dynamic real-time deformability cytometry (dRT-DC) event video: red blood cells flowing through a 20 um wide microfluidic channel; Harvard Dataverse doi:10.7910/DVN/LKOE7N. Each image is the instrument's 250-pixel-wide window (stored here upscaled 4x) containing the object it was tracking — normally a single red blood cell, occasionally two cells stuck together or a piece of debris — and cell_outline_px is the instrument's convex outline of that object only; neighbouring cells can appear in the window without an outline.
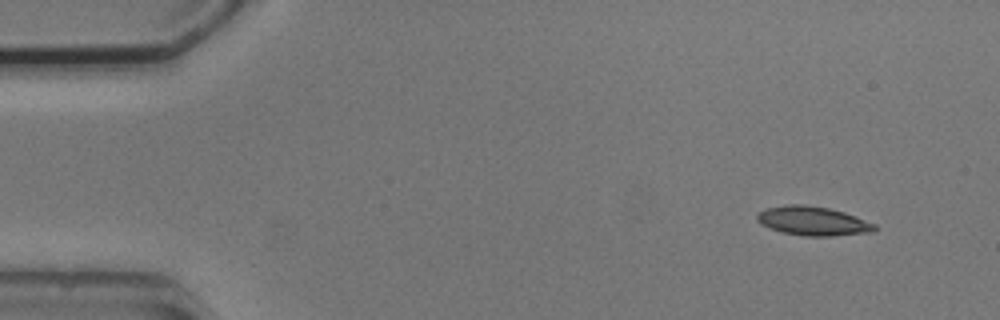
{"species": "common noctule bat (a hibernating species)", "species_latin": "Nyctalus noctula", "temperature_condition": "cold", "stored_images_in_passage": 5, "camera_frame_rate_fps": 3000, "um_per_image_px": 0.085, "animal": {"sex": "male", "body_mass_g": 20.5, "forearm_length_mm": 52.5}, "frame": {"image": 1, "passage_image": 1, "time_ms": 0.0, "image_size_px": [1000, 320], "cell_outline_px": [[876, 232], [832, 236], [804, 236], [784, 232], [760, 224], [756, 220], [756, 216], [760, 212], [768, 208], [784, 204], [804, 204], [828, 208], [844, 212], [856, 216], [876, 224]], "centroid_in_image_um": [69.14, 18.78], "position_along_channel_um": 15.9, "area_um2": 19.94}}
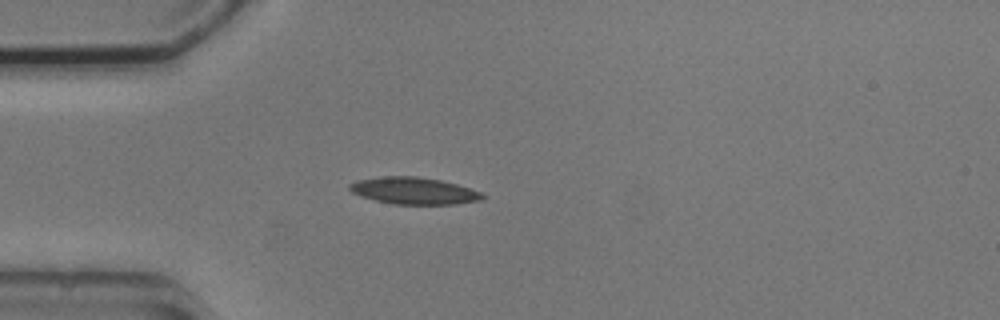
{"frame": {"image": 2, "passage_image": 4, "time_ms": 3.333, "image_size_px": [1000, 320], "cell_outline_px": [[488, 196], [480, 200], [456, 204], [392, 204], [360, 196], [352, 192], [348, 188], [348, 184], [356, 180], [384, 176], [416, 176], [440, 180], [456, 184], [480, 192]], "centroid_in_image_um": [35.15, 16.21], "position_along_channel_um": 49.8, "area_um2": 20.81}}